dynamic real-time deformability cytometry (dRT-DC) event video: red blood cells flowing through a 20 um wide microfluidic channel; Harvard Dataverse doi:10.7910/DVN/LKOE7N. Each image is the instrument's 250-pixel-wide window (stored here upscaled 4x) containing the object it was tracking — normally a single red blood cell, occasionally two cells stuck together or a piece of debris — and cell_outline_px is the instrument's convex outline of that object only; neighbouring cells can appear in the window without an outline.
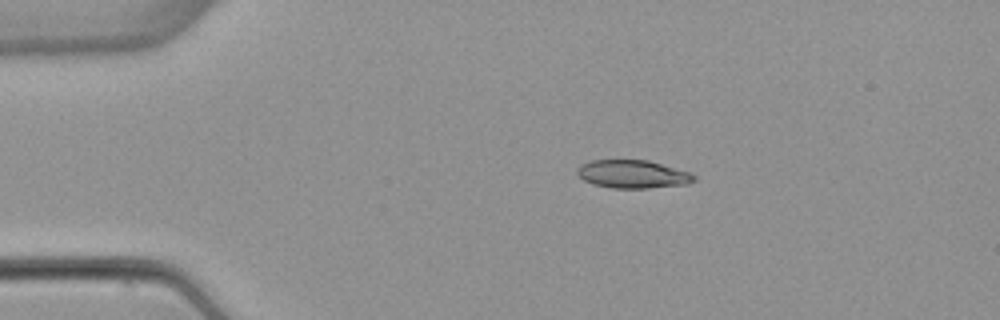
{"species": "common noctule bat (a hibernating species)", "species_latin": "Nyctalus noctula", "temperature_condition": "warm", "stored_images_in_passage": 2, "camera_frame_rate_fps": 3000, "um_per_image_px": 0.085, "animal": {"sex": "female", "body_mass_g": 22.7, "forearm_length_mm": 54.2}, "frame": {"image": 1, "passage_image": 1, "time_ms": 0.0, "image_size_px": [1000, 320], "cell_outline_px": [[696, 180], [688, 184], [648, 188], [612, 188], [592, 184], [584, 180], [576, 172], [580, 164], [592, 160], [648, 160], [692, 172], [696, 176]], "centroid_in_image_um": [53.82, 14.8], "position_along_channel_um": 31.2, "area_um2": 19.31}}